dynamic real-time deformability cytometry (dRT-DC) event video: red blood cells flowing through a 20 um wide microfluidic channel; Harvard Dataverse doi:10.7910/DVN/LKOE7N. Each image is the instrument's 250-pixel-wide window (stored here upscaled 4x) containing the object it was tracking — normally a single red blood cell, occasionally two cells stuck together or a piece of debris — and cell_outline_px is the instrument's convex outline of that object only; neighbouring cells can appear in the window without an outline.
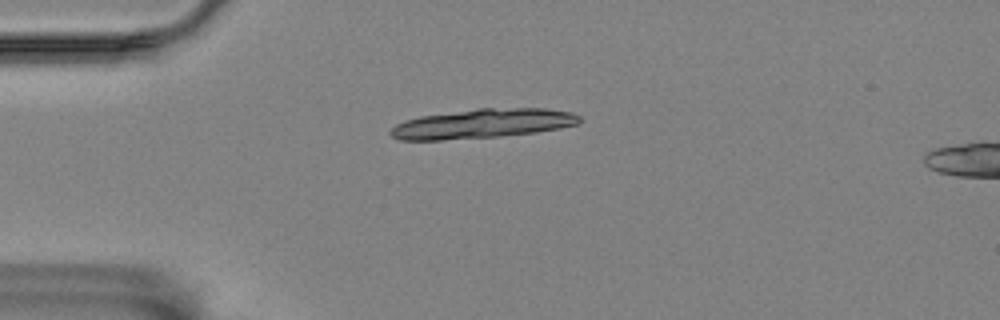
{"species": "Egyptian fruit bat (a non-hibernating species)", "species_latin": "Rousettus aegyptiacus", "temperature_condition": "room temperature", "stored_images_in_passage": 3, "camera_frame_rate_fps": 3000, "um_per_image_px": 0.085, "animal": {"sex": "female"}, "frame": {"image": 1, "passage_image": 1, "time_ms": 0.0, "image_size_px": [1000, 320], "cell_outline_px": [[580, 124], [560, 128], [536, 132], [500, 136], [440, 140], [400, 140], [392, 136], [388, 132], [396, 124], [404, 120], [420, 116], [480, 108], [544, 108], [572, 112], [580, 116]], "centroid_in_image_um": [41.03, 10.5], "position_along_channel_um": 44.0, "area_um2": 32.31}}